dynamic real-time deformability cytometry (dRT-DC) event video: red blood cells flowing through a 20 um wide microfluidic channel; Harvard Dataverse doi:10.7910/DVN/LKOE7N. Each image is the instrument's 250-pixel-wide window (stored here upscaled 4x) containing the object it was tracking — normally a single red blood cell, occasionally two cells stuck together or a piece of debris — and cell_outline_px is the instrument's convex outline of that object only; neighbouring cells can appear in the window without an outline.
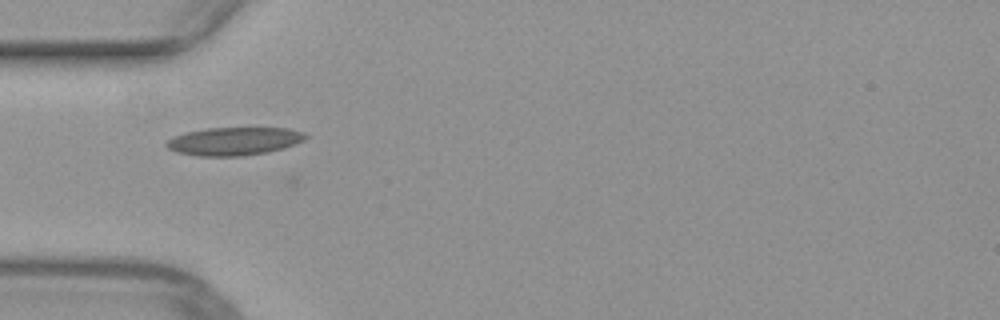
{"species": "common noctule bat (a hibernating species)", "species_latin": "Nyctalus noctula", "temperature_condition": "warm", "stored_images_in_passage": 29, "camera_frame_rate_fps": 3000, "um_per_image_px": 0.085, "animal": {"sex": "female", "body_mass_g": 29.2, "forearm_length_mm": 56.3}, "frame": {"image": 1, "passage_image": 3, "time_ms": 0.667, "image_size_px": [1000, 320], "cell_outline_px": [[308, 136], [304, 140], [284, 148], [268, 152], [240, 156], [196, 156], [176, 152], [168, 148], [164, 144], [172, 136], [184, 132], [208, 128], [288, 128], [304, 132]], "centroid_in_image_um": [19.87, 12.0], "position_along_channel_um": 65.1, "area_um2": 22.89}}
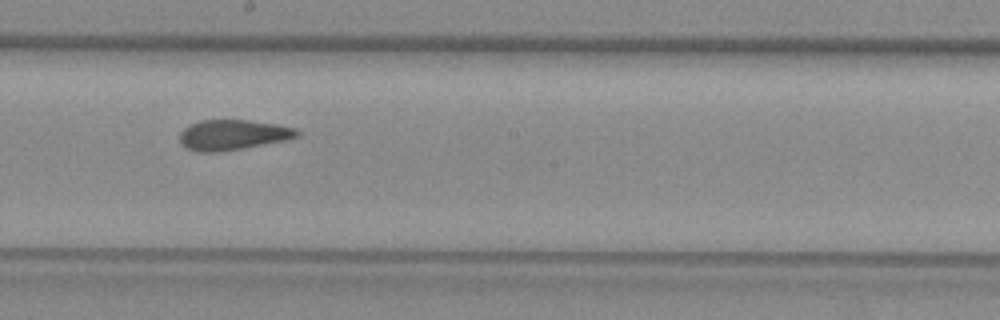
{"frame": {"image": 2, "passage_image": 15, "time_ms": 4.667, "image_size_px": [1000, 320], "cell_outline_px": [[300, 136], [288, 140], [216, 152], [196, 152], [184, 148], [180, 144], [180, 132], [184, 128], [192, 124], [204, 120], [248, 120], [276, 124], [296, 128], [300, 132]], "centroid_in_image_um": [19.79, 11.47], "position_along_channel_um": 228.4, "area_um2": 20.69}}
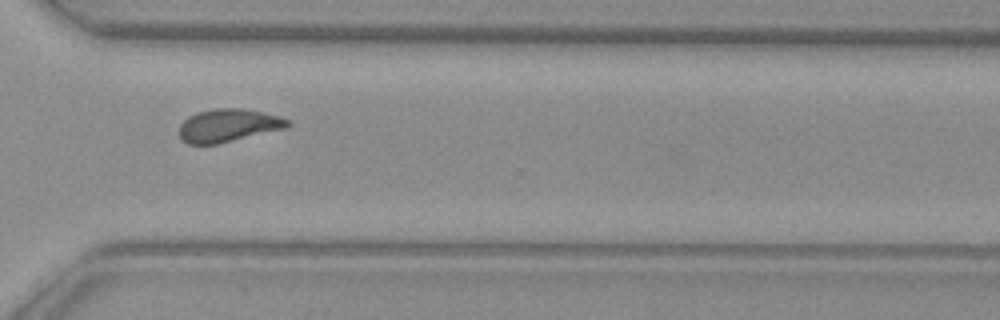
{"frame": {"image": 3, "passage_image": 24, "time_ms": 7.667, "image_size_px": [1000, 320], "cell_outline_px": [[292, 124], [288, 128], [216, 144], [188, 144], [180, 136], [180, 124], [188, 116], [196, 112], [212, 108], [240, 108], [280, 116], [288, 120]], "centroid_in_image_um": [19.42, 10.65], "position_along_channel_um": 351.2, "area_um2": 20.81}}